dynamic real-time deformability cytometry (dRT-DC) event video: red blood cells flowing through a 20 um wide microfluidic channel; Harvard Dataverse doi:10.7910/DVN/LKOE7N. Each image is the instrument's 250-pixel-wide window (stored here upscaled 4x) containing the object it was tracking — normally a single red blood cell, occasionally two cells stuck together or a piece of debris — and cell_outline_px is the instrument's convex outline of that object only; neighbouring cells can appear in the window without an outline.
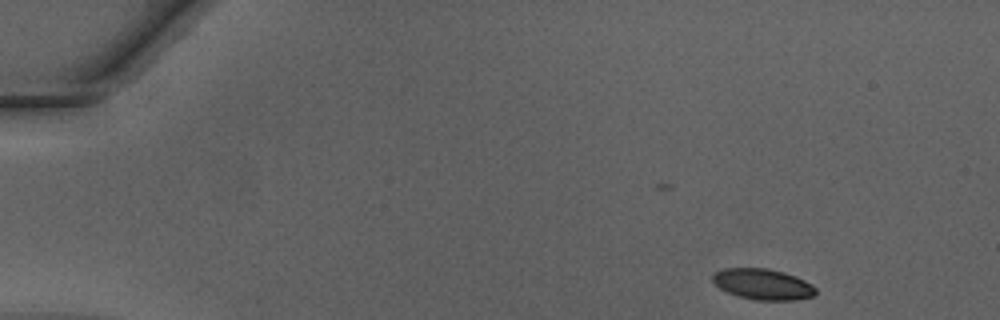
{"species": "Egyptian fruit bat (a non-hibernating species)", "species_latin": "Rousettus aegyptiacus", "temperature_condition": "warm", "stored_images_in_passage": 19, "camera_frame_rate_fps": 3000, "um_per_image_px": 0.085, "animal": {"sex": "male"}, "frame": {"image": 1, "passage_image": 1, "time_ms": 0.0, "image_size_px": [1000, 320], "cell_outline_px": [[816, 296], [792, 300], [756, 300], [740, 296], [728, 292], [720, 288], [712, 280], [712, 276], [716, 272], [724, 268], [768, 268], [784, 272], [796, 276], [812, 284], [816, 288]], "centroid_in_image_um": [64.88, 24.15], "position_along_channel_um": 20.1, "area_um2": 18.5}}
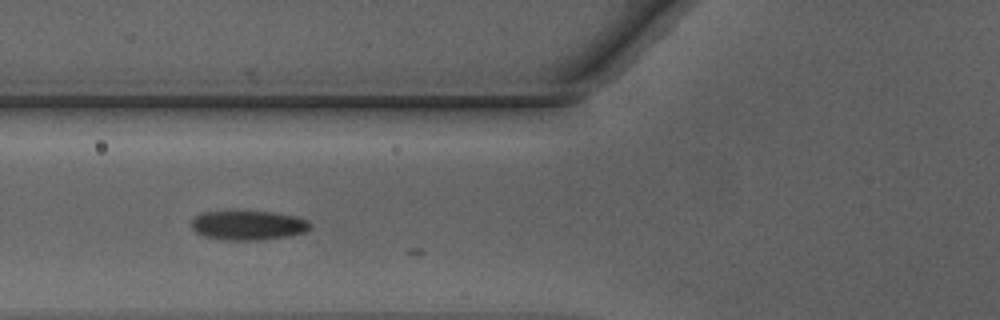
{"frame": {"image": 2, "passage_image": 15, "time_ms": 4.667, "image_size_px": [1000, 320], "cell_outline_px": [[312, 228], [304, 232], [288, 236], [260, 240], [228, 240], [204, 236], [196, 232], [192, 228], [192, 220], [200, 212], [272, 212], [296, 216], [308, 220], [312, 224]], "centroid_in_image_um": [21.13, 19.15], "position_along_channel_um": 104.7, "area_um2": 20.23}}
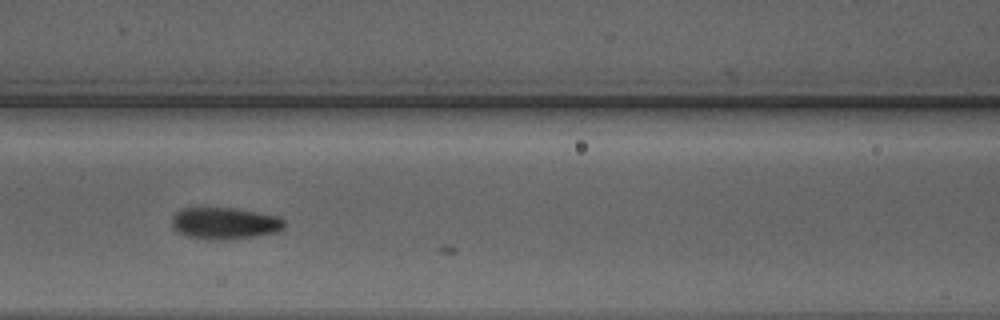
{"frame": {"image": 3, "passage_image": 18, "time_ms": 5.667, "image_size_px": [1000, 320], "cell_outline_px": [[284, 228], [276, 232], [228, 240], [208, 240], [184, 236], [172, 224], [172, 216], [180, 208], [236, 208], [276, 216], [284, 220]], "centroid_in_image_um": [19.07, 18.98], "position_along_channel_um": 147.5, "area_um2": 20.75}}